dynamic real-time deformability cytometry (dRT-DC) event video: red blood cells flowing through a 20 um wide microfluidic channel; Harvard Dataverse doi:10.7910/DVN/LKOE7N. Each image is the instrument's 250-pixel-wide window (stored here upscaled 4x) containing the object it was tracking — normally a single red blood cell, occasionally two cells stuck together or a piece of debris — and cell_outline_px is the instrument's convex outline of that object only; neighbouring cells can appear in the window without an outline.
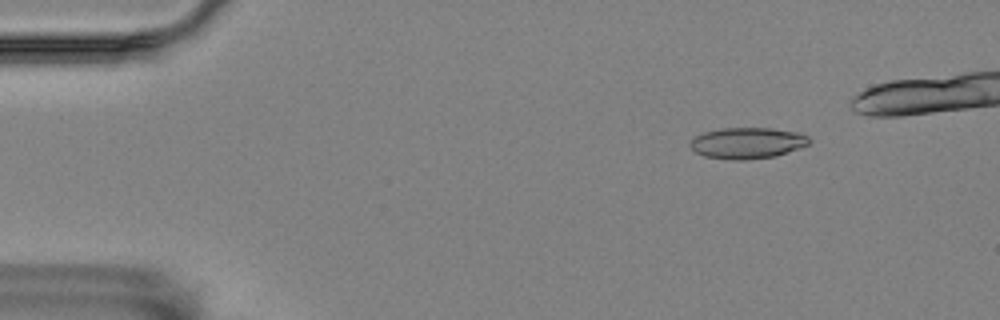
{"species": "Egyptian fruit bat (a non-hibernating species)", "species_latin": "Rousettus aegyptiacus", "temperature_condition": "room temperature", "stored_images_in_passage": 9, "camera_frame_rate_fps": 3000, "um_per_image_px": 0.085, "animal": {"sex": "female"}, "frame": {"image": 1, "passage_image": 1, "time_ms": 0.0, "image_size_px": [1000, 320], "cell_outline_px": [[812, 140], [808, 144], [800, 148], [776, 156], [744, 160], [732, 160], [704, 156], [696, 152], [688, 144], [696, 136], [704, 132], [720, 128], [772, 128], [800, 132], [808, 136]], "centroid_in_image_um": [63.55, 12.15], "position_along_channel_um": 21.4, "area_um2": 21.73}}